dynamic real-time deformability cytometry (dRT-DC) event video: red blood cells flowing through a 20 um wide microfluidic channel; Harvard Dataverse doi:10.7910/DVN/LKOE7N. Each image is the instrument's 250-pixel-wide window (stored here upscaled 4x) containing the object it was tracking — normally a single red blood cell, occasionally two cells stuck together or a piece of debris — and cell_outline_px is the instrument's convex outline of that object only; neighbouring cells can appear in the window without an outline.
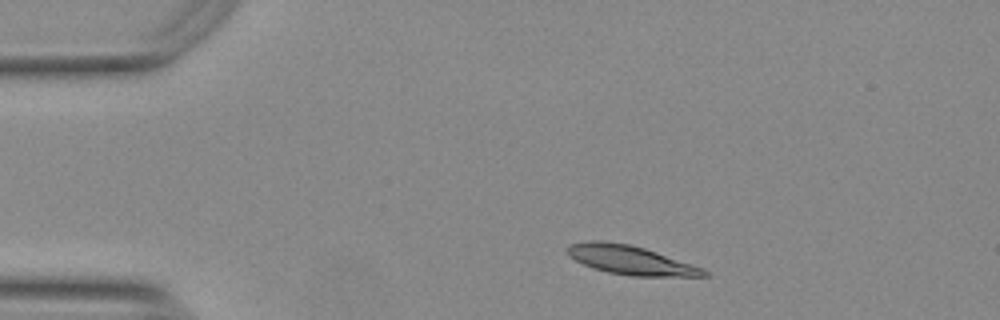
{"species": "Egyptian fruit bat (a non-hibernating species)", "species_latin": "Rousettus aegyptiacus", "temperature_condition": "warm", "stored_images_in_passage": 46, "camera_frame_rate_fps": 3000, "um_per_image_px": 0.085, "animal": {"sex": "female"}, "frame": {"image": 1, "passage_image": 1, "time_ms": 0.0, "image_size_px": [1000, 320], "cell_outline_px": [[708, 276], [628, 276], [608, 272], [592, 268], [568, 256], [568, 248], [572, 244], [588, 240], [600, 240], [628, 244], [644, 248], [704, 268], [708, 272]], "centroid_in_image_um": [53.6, 22.11], "position_along_channel_um": 31.4, "area_um2": 22.83}}
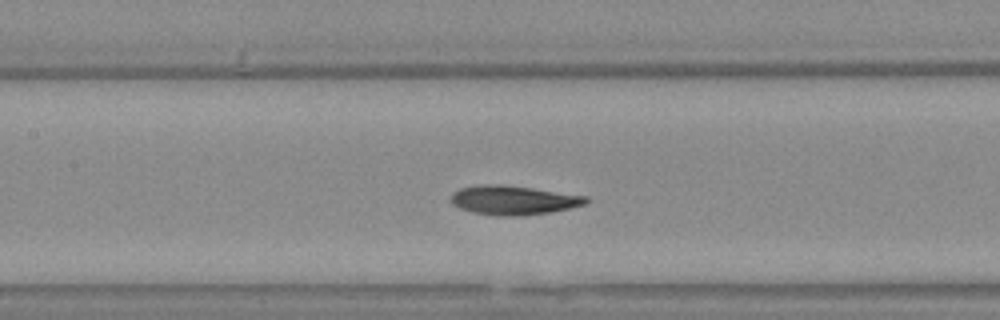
{"frame": {"image": 2, "passage_image": 16, "time_ms": 5.0, "image_size_px": [1000, 320], "cell_outline_px": [[592, 200], [588, 204], [552, 212], [524, 216], [500, 216], [472, 212], [460, 208], [452, 204], [452, 192], [460, 188], [480, 184], [500, 184], [532, 188], [588, 196]], "centroid_in_image_um": [43.7, 17.01], "position_along_channel_um": 163.7, "area_um2": 23.24}}
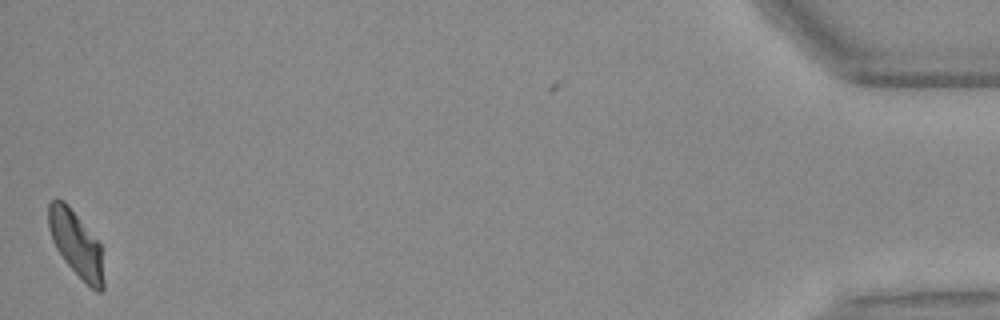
{"frame": {"image": 3, "passage_image": 45, "time_ms": 14.667, "image_size_px": [1000, 320], "cell_outline_px": [[104, 292], [96, 292], [64, 260], [56, 248], [52, 240], [48, 228], [48, 204], [52, 200], [64, 200], [68, 204], [100, 244], [104, 280]], "centroid_in_image_um": [6.46, 20.73], "position_along_channel_um": 428.7, "area_um2": 20.81}, "authors_computed_cell_mechanics": {"area_um2": 22.4842, "velocity_mm_per_s": 3.7217, "shape_relaxation_time_tau1_ms": 8.2381, "shape_relaxation_time_tau2_ms": 1.794, "deformation_change_tau1": 0.2073, "deformation_change_tau2": 0.0609}}